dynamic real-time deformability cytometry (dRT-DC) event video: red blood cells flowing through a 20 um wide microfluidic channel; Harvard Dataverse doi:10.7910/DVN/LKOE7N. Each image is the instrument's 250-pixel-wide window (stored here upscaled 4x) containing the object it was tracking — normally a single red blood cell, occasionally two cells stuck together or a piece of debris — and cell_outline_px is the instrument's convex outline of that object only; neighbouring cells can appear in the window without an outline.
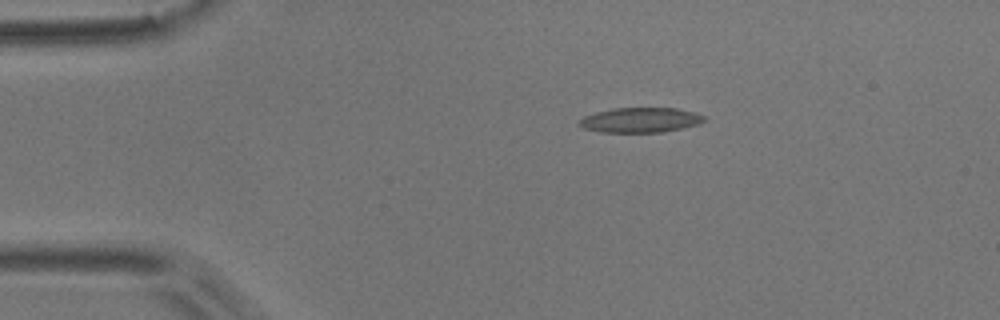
{"species": "common noctule bat (a hibernating species)", "species_latin": "Nyctalus noctula", "temperature_condition": "room temperature", "stored_images_in_passage": 45, "camera_frame_rate_fps": 3000, "um_per_image_px": 0.085, "animal": {"sex": "male", "body_mass_g": 17.9}, "frame": {"image": 1, "passage_image": 1, "time_ms": 0.0, "image_size_px": [1000, 320], "cell_outline_px": [[708, 120], [700, 124], [660, 132], [600, 132], [584, 128], [576, 124], [584, 116], [596, 112], [616, 108], [676, 108], [696, 112], [708, 116]], "centroid_in_image_um": [54.49, 10.2], "position_along_channel_um": 30.5, "area_um2": 18.26}}
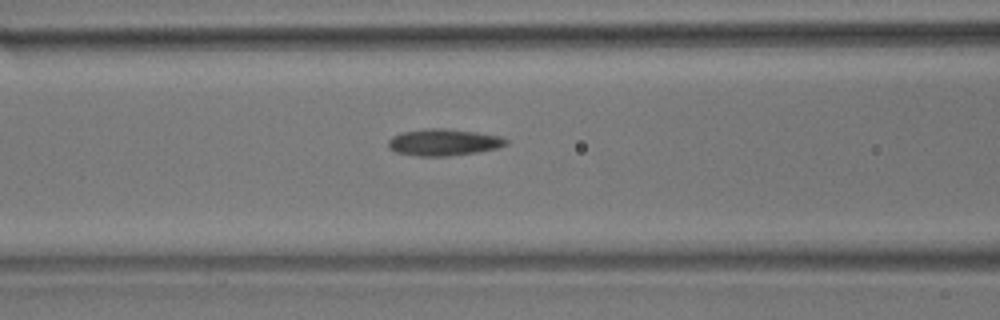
{"frame": {"image": 2, "passage_image": 13, "time_ms": 4.0, "image_size_px": [1000, 320], "cell_outline_px": [[508, 144], [496, 148], [476, 152], [448, 156], [416, 156], [396, 152], [388, 148], [388, 140], [392, 136], [400, 132], [424, 128], [444, 128], [476, 132], [500, 136], [508, 140]], "centroid_in_image_um": [37.66, 12.09], "position_along_channel_um": 128.9, "area_um2": 18.44}}
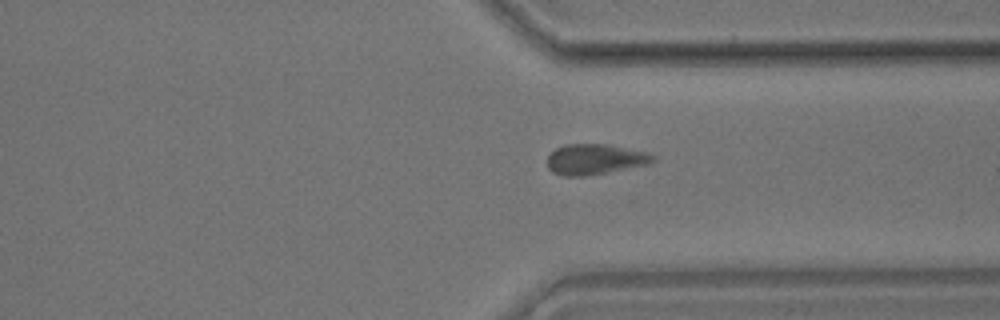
{"frame": {"image": 3, "passage_image": 32, "time_ms": 10.333, "image_size_px": [1000, 320], "cell_outline_px": [[656, 156], [648, 164], [584, 176], [564, 176], [552, 172], [548, 168], [548, 156], [556, 148], [564, 144], [604, 144], [648, 152]], "centroid_in_image_um": [50.53, 13.53], "position_along_channel_um": 360.9, "area_um2": 18.5}, "authors_computed_cell_mechanics": {"area_um2": 18.1492, "velocity_mm_per_s": 3.6661, "shape_relaxation_time_tau1_ms": 8.2356, "shape_relaxation_time_tau2_ms": 3.8373, "deformation_change_tau1": 0.1326, "deformation_change_tau2": 0.0937}}